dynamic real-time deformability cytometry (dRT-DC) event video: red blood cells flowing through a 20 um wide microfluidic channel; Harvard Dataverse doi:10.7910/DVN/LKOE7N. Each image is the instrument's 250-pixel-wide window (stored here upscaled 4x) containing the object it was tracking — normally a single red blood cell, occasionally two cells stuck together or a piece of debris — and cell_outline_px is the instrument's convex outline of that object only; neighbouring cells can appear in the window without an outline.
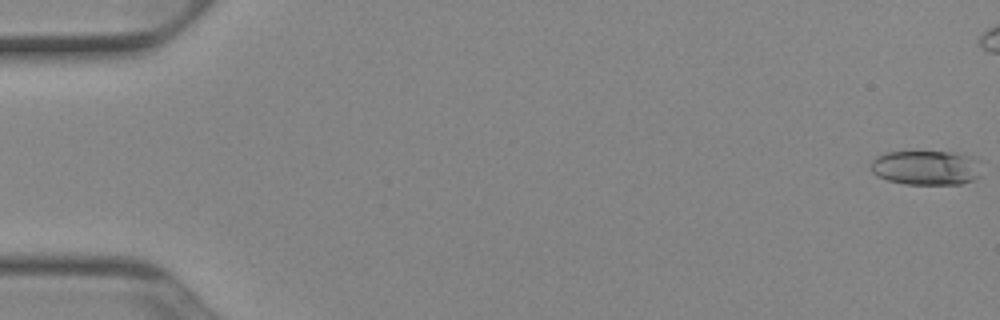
{"species": "Egyptian fruit bat (a non-hibernating species)", "species_latin": "Rousettus aegyptiacus", "temperature_condition": "cold", "stored_images_in_passage": 46, "camera_frame_rate_fps": 3000, "um_per_image_px": 0.085, "animal": {"sex": "female"}, "frame": {"image": 1, "passage_image": 1, "time_ms": 0.0, "image_size_px": [1000, 320], "cell_outline_px": [[980, 176], [976, 180], [960, 184], [904, 184], [888, 180], [876, 176], [872, 172], [872, 160], [876, 156], [884, 152], [948, 152], [976, 156], [980, 160]], "centroid_in_image_um": [78.77, 14.25], "position_along_channel_um": 6.2, "area_um2": 22.66}}
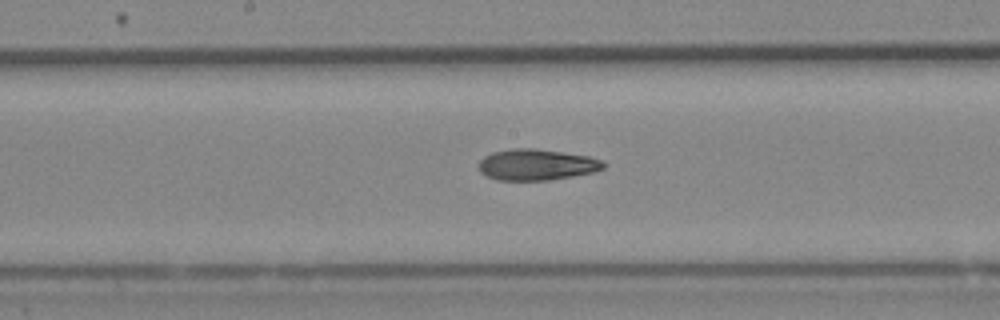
{"frame": {"image": 2, "passage_image": 28, "time_ms": 9.0, "image_size_px": [1000, 320], "cell_outline_px": [[604, 168], [596, 172], [548, 180], [496, 180], [480, 172], [476, 164], [484, 156], [492, 152], [512, 148], [532, 148], [588, 156], [604, 160]], "centroid_in_image_um": [45.58, 14.0], "position_along_channel_um": 202.6, "area_um2": 22.72}}
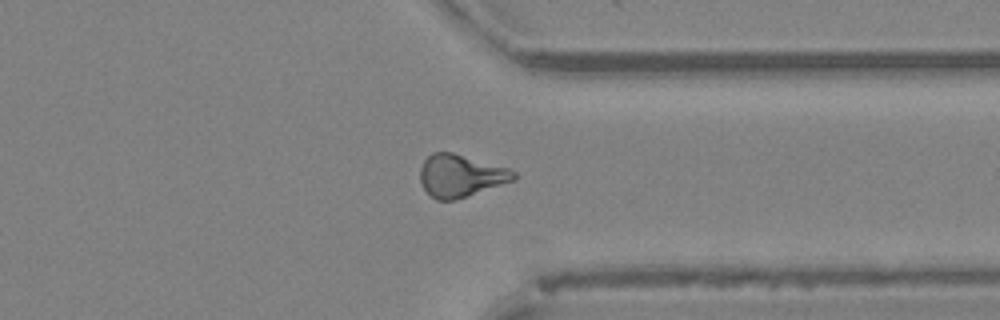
{"frame": {"image": 3, "passage_image": 41, "time_ms": 13.333, "image_size_px": [1000, 320], "cell_outline_px": [[520, 176], [516, 180], [456, 200], [436, 200], [424, 188], [420, 180], [420, 168], [424, 160], [432, 152], [452, 152], [508, 168], [516, 172]], "centroid_in_image_um": [39.18, 14.94], "position_along_channel_um": 372.2, "area_um2": 23.24}}